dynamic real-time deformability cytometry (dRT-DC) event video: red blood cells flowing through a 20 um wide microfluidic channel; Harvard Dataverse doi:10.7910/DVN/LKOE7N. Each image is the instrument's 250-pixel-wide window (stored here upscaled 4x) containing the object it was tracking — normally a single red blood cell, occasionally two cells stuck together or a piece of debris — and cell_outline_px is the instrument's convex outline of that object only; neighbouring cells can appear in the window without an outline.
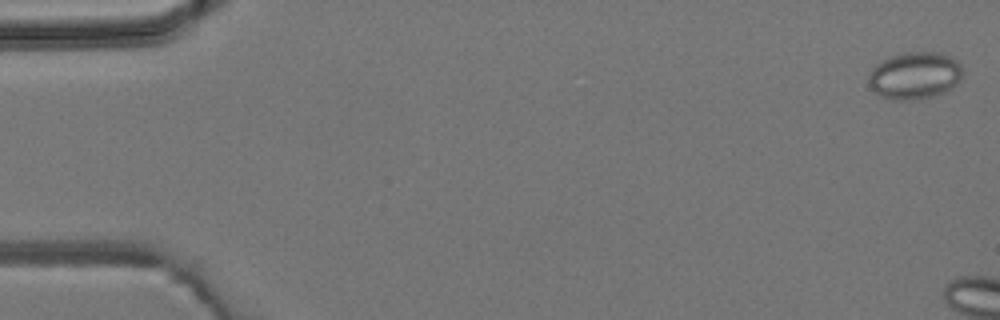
{"species": "common noctule bat (a hibernating species)", "species_latin": "Nyctalus noctula", "temperature_condition": "room temperature", "stored_images_in_passage": 6, "camera_frame_rate_fps": 3000, "um_per_image_px": 0.085, "animal": {"sex": "male", "body_mass_g": 19.2, "forearm_length_mm": 51.8}, "frame": {"image": 1, "passage_image": 1, "time_ms": 0.0, "image_size_px": [1000, 320], "cell_outline_px": [[960, 80], [952, 88], [944, 92], [932, 96], [916, 100], [892, 100], [876, 92], [868, 84], [868, 76], [872, 68], [880, 60], [904, 52], [940, 52], [952, 56], [960, 64]], "centroid_in_image_um": [77.74, 6.41], "position_along_channel_um": 7.3, "area_um2": 25.89}}